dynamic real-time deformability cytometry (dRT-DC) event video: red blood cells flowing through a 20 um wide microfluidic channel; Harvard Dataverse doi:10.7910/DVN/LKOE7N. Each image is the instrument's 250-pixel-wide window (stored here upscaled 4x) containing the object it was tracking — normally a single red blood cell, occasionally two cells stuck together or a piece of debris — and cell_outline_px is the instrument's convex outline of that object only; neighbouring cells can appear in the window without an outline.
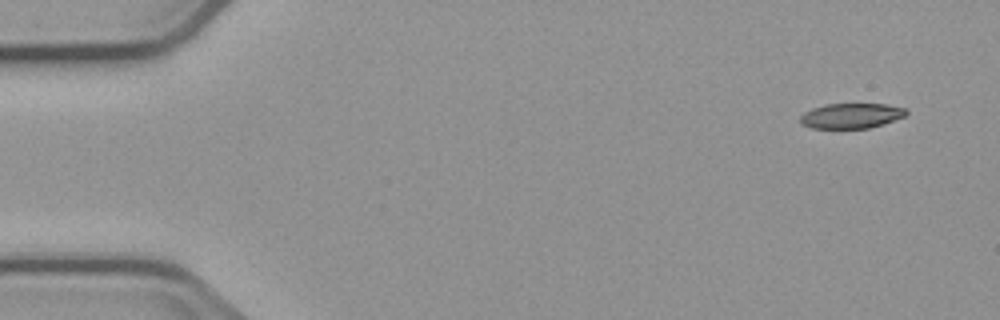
{"species": "common noctule bat (a hibernating species)", "species_latin": "Nyctalus noctula", "temperature_condition": "cold", "stored_images_in_passage": 9, "camera_frame_rate_fps": 3000, "um_per_image_px": 0.085, "animal": {"sex": "male", "body_mass_g": 23.1, "forearm_length_mm": 52.7}, "frame": {"image": 1, "passage_image": 1, "time_ms": 0.0, "image_size_px": [1000, 320], "cell_outline_px": [[908, 112], [904, 116], [868, 128], [812, 128], [800, 124], [800, 116], [804, 112], [812, 108], [824, 104], [884, 104], [904, 108]], "centroid_in_image_um": [72.28, 9.83], "position_along_channel_um": 12.7, "area_um2": 15.32}}
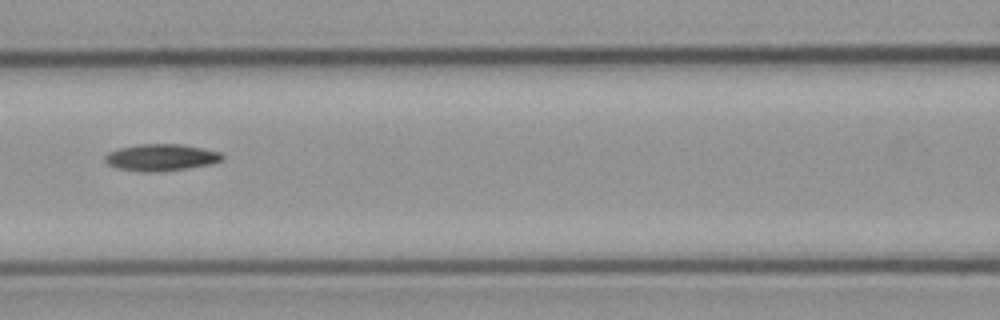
{"frame": {"image": 2, "passage_image": 7, "time_ms": 7.0, "image_size_px": [1000, 320], "cell_outline_px": [[224, 160], [212, 164], [188, 168], [152, 172], [144, 172], [116, 168], [108, 164], [104, 160], [104, 156], [108, 152], [120, 148], [140, 144], [180, 144], [204, 148], [220, 152], [224, 156]], "centroid_in_image_um": [13.71, 13.38], "position_along_channel_um": 152.9, "area_um2": 18.38}}
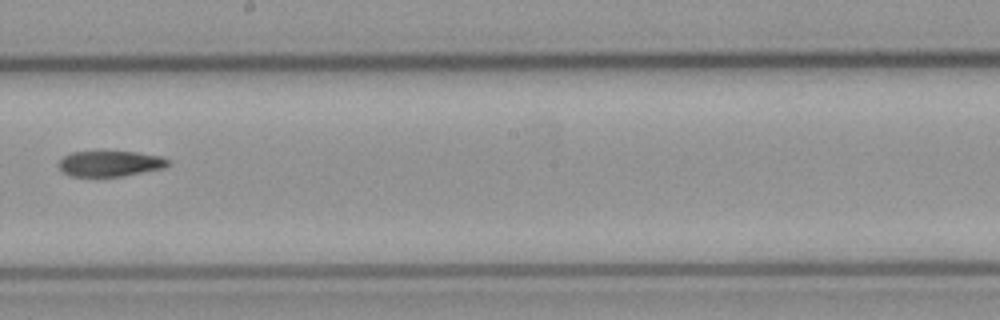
{"frame": {"image": 3, "passage_image": 9, "time_ms": 9.333, "image_size_px": [1000, 320], "cell_outline_px": [[168, 164], [164, 168], [120, 176], [72, 176], [64, 172], [60, 168], [60, 160], [64, 156], [72, 152], [100, 148], [136, 152], [164, 156], [168, 160]], "centroid_in_image_um": [9.35, 13.84], "position_along_channel_um": 238.8, "area_um2": 16.94}}